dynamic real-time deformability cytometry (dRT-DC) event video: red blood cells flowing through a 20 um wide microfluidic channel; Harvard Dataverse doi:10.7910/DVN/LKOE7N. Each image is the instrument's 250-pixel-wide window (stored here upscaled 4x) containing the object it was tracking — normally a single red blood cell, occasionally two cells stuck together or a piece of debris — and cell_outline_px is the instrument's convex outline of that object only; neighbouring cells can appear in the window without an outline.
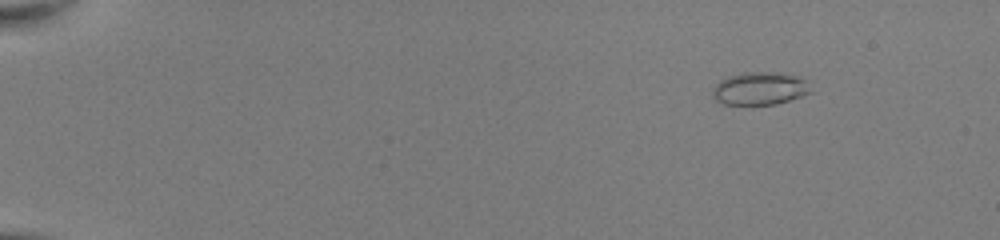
{"species": "common noctule bat (a hibernating species)", "species_latin": "Nyctalus noctula", "temperature_condition": "room temperature", "stored_images_in_passage": 47, "camera_frame_rate_fps": 3000, "um_per_image_px": 0.085, "animal": {"sex": "female", "body_mass_g": 22.0, "forearm_length_mm": 56.7}, "frame": {"image": 1, "passage_image": 2, "time_ms": 0.333, "image_size_px": [1000, 240], "cell_outline_px": [[812, 92], [776, 104], [724, 104], [716, 100], [712, 96], [712, 92], [716, 84], [720, 80], [728, 76], [744, 72], [760, 72], [796, 76], [808, 80]], "centroid_in_image_um": [64.57, 7.52], "position_along_channel_um": 20.4, "area_um2": 18.5}}
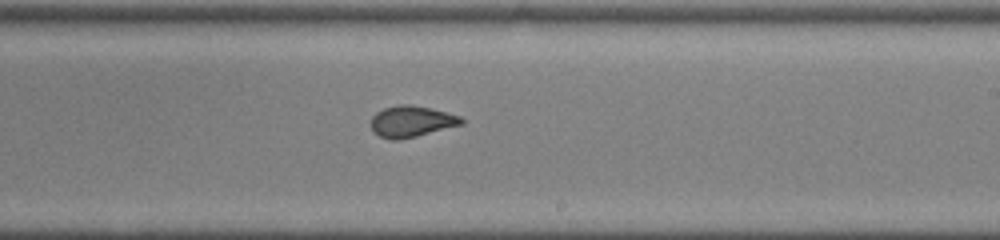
{"frame": {"image": 2, "passage_image": 29, "time_ms": 9.333, "image_size_px": [1000, 240], "cell_outline_px": [[464, 124], [416, 136], [396, 140], [392, 140], [380, 136], [372, 132], [372, 116], [376, 112], [384, 108], [400, 104], [408, 104], [432, 108], [460, 116], [464, 120]], "centroid_in_image_um": [34.98, 10.31], "position_along_channel_um": 254.0, "area_um2": 16.42}}
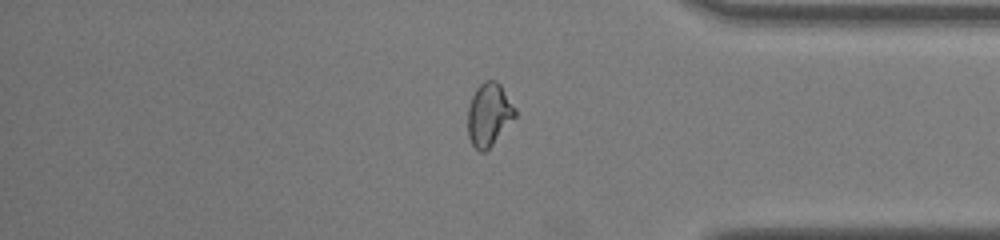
{"frame": {"image": 3, "passage_image": 40, "time_ms": 13.0, "image_size_px": [1000, 240], "cell_outline_px": [[516, 116], [492, 144], [484, 152], [480, 152], [472, 144], [468, 136], [468, 108], [472, 96], [476, 88], [484, 80], [496, 80], [500, 84], [516, 108]], "centroid_in_image_um": [41.56, 9.71], "position_along_channel_um": 393.6, "area_um2": 17.22}}